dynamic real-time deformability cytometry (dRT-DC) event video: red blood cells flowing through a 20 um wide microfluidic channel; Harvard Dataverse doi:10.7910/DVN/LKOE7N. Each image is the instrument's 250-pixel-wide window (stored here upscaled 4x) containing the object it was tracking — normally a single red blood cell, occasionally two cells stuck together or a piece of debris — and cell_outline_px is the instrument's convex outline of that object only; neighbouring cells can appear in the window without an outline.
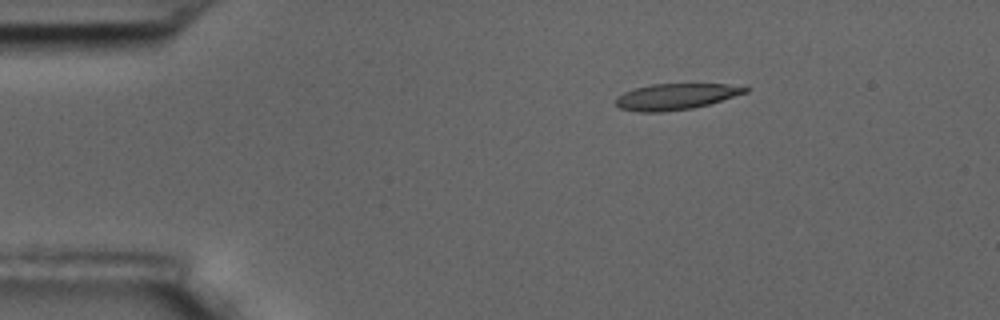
{"species": "common noctule bat (a hibernating species)", "species_latin": "Nyctalus noctula", "temperature_condition": "room temperature", "stored_images_in_passage": 5, "camera_frame_rate_fps": 3000, "um_per_image_px": 0.085, "animal": {"sex": "male", "body_mass_g": 17.5, "forearm_length_mm": 52.3}, "frame": {"image": 1, "passage_image": 3, "time_ms": 2.333, "image_size_px": [1000, 320], "cell_outline_px": [[748, 92], [708, 104], [692, 108], [664, 112], [640, 112], [620, 108], [616, 104], [616, 96], [624, 92], [636, 88], [652, 84], [728, 84], [748, 88]], "centroid_in_image_um": [57.41, 8.21], "position_along_channel_um": 27.6, "area_um2": 19.48}}